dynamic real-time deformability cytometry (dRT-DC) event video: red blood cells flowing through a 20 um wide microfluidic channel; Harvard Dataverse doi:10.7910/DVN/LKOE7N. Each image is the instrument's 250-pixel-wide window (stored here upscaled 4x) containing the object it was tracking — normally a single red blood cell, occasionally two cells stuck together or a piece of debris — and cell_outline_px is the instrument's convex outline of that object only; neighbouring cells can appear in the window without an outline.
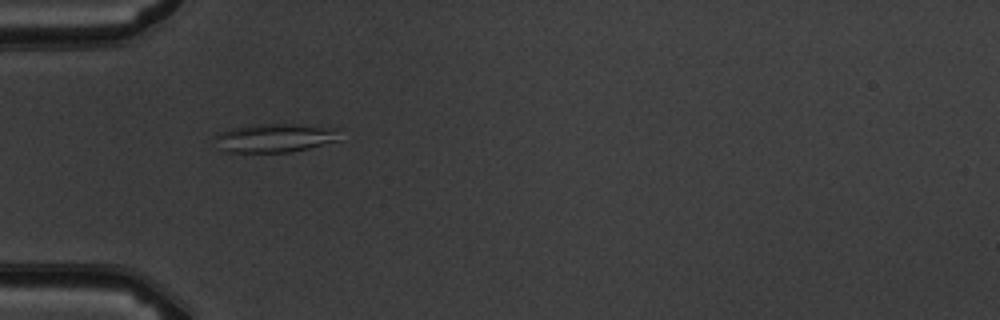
{"species": "common noctule bat (a hibernating species)", "species_latin": "Nyctalus noctula", "temperature_condition": "warm", "stored_images_in_passage": 5, "camera_frame_rate_fps": 3000, "um_per_image_px": 0.085, "animal": {"sex": "male", "body_mass_g": 19.5, "forearm_length_mm": 54.6}, "frame": {"image": 1, "passage_image": 4, "time_ms": 3.333, "image_size_px": [1000, 320], "cell_outline_px": [[340, 140], [308, 148], [288, 152], [228, 152], [220, 148], [212, 136], [216, 132], [228, 128], [252, 124], [288, 124], [340, 128]], "centroid_in_image_um": [23.32, 11.71], "position_along_channel_um": 61.7, "area_um2": 21.15}}
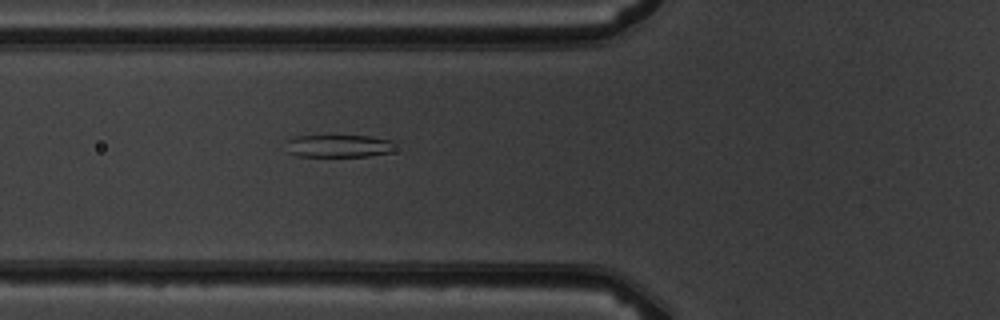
{"frame": {"image": 2, "passage_image": 5, "time_ms": 4.333, "image_size_px": [1000, 320], "cell_outline_px": [[400, 140], [392, 152], [368, 156], [296, 156], [288, 152], [288, 140], [296, 136], [368, 136]], "centroid_in_image_um": [28.93, 12.4], "position_along_channel_um": 96.9, "area_um2": 14.57}}